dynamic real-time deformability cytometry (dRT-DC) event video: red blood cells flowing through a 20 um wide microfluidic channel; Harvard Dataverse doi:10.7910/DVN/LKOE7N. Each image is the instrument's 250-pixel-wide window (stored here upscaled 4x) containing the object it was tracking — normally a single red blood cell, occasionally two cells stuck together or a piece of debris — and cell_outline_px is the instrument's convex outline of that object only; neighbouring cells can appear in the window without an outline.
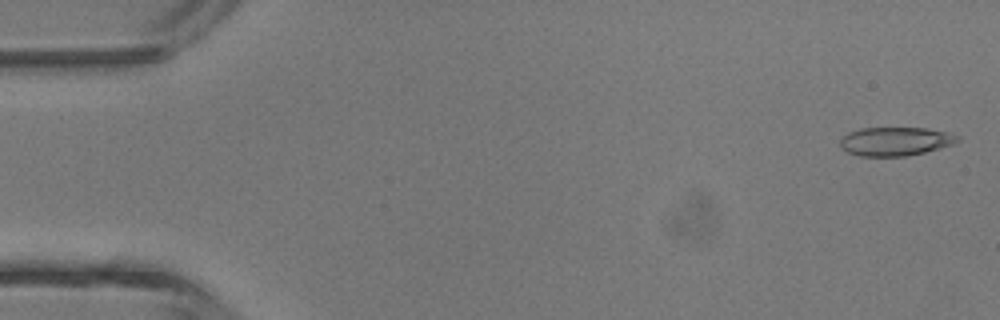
{"species": "common noctule bat (a hibernating species)", "species_latin": "Nyctalus noctula", "temperature_condition": "room temperature", "stored_images_in_passage": 4, "camera_frame_rate_fps": 3000, "um_per_image_px": 0.085, "animal": {"sex": "male", "body_mass_g": 13.3}, "frame": {"image": 1, "passage_image": 1, "time_ms": 0.0, "image_size_px": [1000, 320], "cell_outline_px": [[960, 140], [952, 144], [924, 152], [904, 156], [860, 156], [848, 152], [840, 148], [840, 140], [848, 132], [864, 128], [928, 128], [960, 136]], "centroid_in_image_um": [76.08, 12.01], "position_along_channel_um": 8.9, "area_um2": 19.42}}
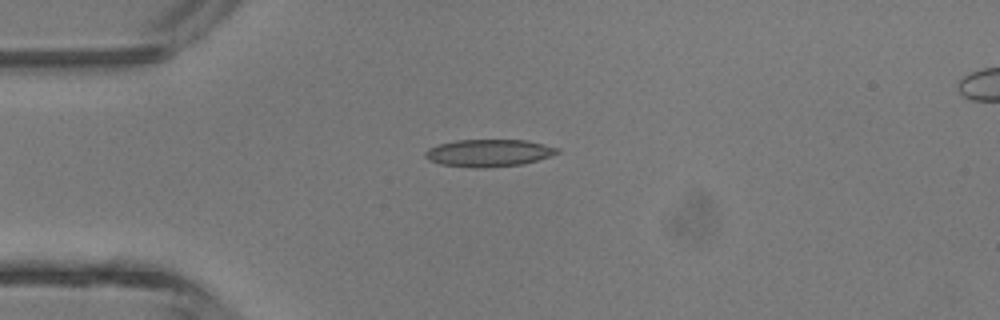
{"frame": {"image": 2, "passage_image": 4, "time_ms": 3.333, "image_size_px": [1000, 320], "cell_outline_px": [[560, 152], [524, 164], [484, 168], [472, 168], [440, 164], [428, 160], [424, 156], [424, 152], [428, 148], [440, 144], [456, 140], [528, 140], [560, 148]], "centroid_in_image_um": [41.52, 13.0], "position_along_channel_um": 43.5, "area_um2": 21.1}}